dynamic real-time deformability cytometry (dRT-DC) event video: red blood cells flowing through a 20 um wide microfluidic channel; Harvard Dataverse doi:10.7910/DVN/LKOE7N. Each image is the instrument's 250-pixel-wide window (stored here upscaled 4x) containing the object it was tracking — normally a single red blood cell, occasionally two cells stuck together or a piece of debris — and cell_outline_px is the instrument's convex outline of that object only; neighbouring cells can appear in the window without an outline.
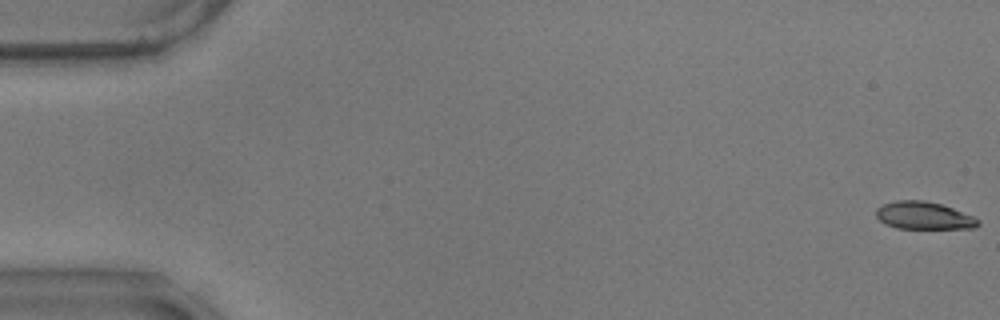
{"species": "common noctule bat (a hibernating species)", "species_latin": "Nyctalus noctula", "temperature_condition": "warm", "stored_images_in_passage": 58, "camera_frame_rate_fps": 3000, "um_per_image_px": 0.085, "animal": {"sex": "male", "body_mass_g": 17.9}, "frame": {"image": 1, "passage_image": 1, "time_ms": 0.0, "image_size_px": [1000, 320], "cell_outline_px": [[980, 224], [976, 228], [896, 228], [884, 224], [876, 216], [876, 208], [884, 204], [896, 200], [924, 200], [940, 204], [952, 208], [972, 216], [980, 220]], "centroid_in_image_um": [78.5, 18.32], "position_along_channel_um": 6.5, "area_um2": 16.3}}
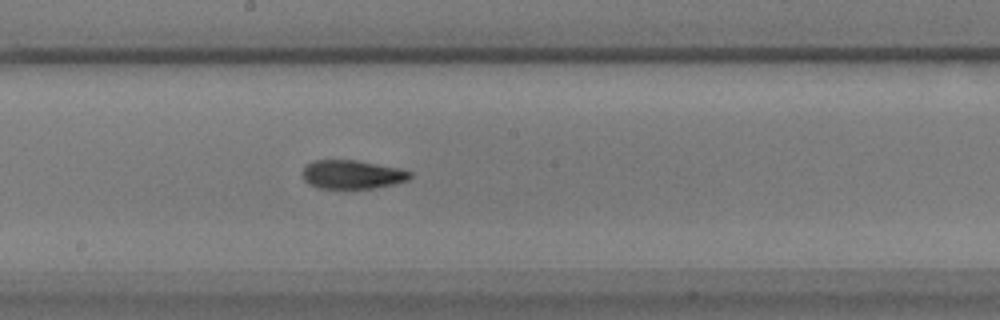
{"frame": {"image": 2, "passage_image": 32, "time_ms": 10.333, "image_size_px": [1000, 320], "cell_outline_px": [[412, 176], [408, 180], [396, 184], [372, 188], [320, 188], [308, 184], [304, 180], [304, 168], [308, 164], [316, 160], [356, 160], [400, 168], [412, 172]], "centroid_in_image_um": [29.98, 14.83], "position_along_channel_um": 218.2, "area_um2": 17.92}}
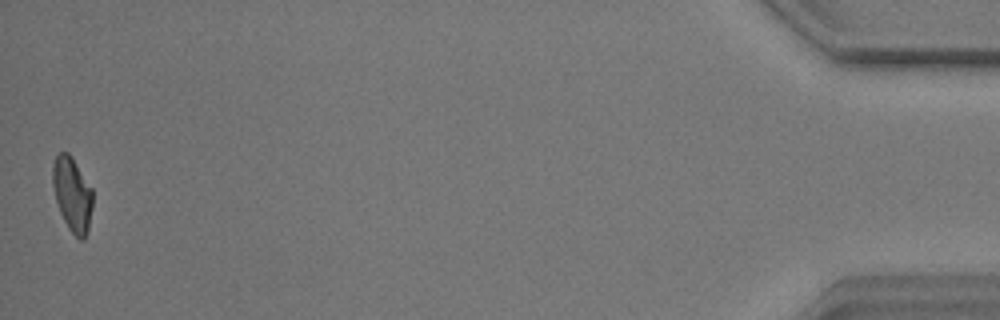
{"frame": {"image": 3, "passage_image": 58, "time_ms": 19.0, "image_size_px": [1000, 320], "cell_outline_px": [[92, 208], [88, 232], [84, 240], [80, 240], [68, 228], [60, 212], [56, 200], [52, 184], [52, 164], [56, 156], [60, 152], [68, 152], [72, 156], [92, 188]], "centroid_in_image_um": [6.14, 16.51], "position_along_channel_um": 429.1, "area_um2": 17.46}, "authors_computed_cell_mechanics": {"area_um2": 17.918, "velocity_mm_per_s": 3.4998, "shape_relaxation_time_tau1_ms": 5.2945, "shape_relaxation_time_tau2_ms": 3.1959, "deformation_change_tau1": 0.164, "deformation_change_tau2": 0.1008}}